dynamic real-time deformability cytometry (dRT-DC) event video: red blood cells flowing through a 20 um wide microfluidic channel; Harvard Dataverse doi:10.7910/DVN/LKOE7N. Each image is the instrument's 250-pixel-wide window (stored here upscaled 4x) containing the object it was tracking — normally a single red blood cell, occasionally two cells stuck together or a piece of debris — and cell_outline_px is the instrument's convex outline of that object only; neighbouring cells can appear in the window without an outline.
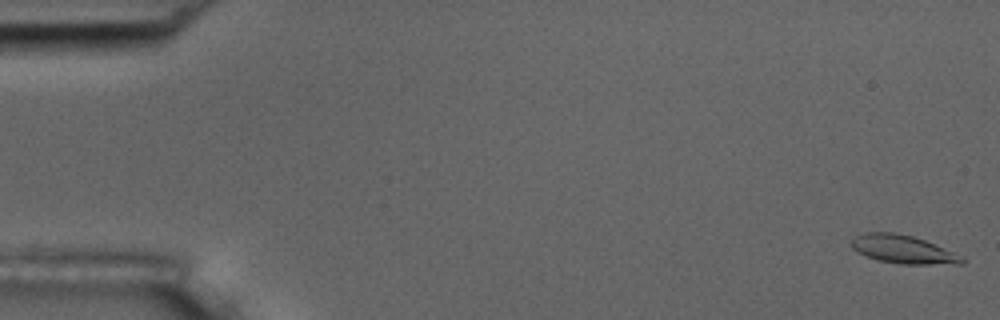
{"species": "common noctule bat (a hibernating species)", "species_latin": "Nyctalus noctula", "temperature_condition": "room temperature", "stored_images_in_passage": 8, "camera_frame_rate_fps": 3000, "um_per_image_px": 0.085, "animal": {"sex": "male", "body_mass_g": 17.5, "forearm_length_mm": 52.3}, "frame": {"image": 1, "passage_image": 1, "time_ms": 0.0, "image_size_px": [1000, 320], "cell_outline_px": [[968, 260], [964, 264], [900, 264], [880, 260], [868, 256], [852, 248], [852, 240], [856, 236], [864, 232], [892, 232], [912, 236], [924, 240], [964, 256]], "centroid_in_image_um": [76.84, 21.2], "position_along_channel_um": 8.2, "area_um2": 18.09}}
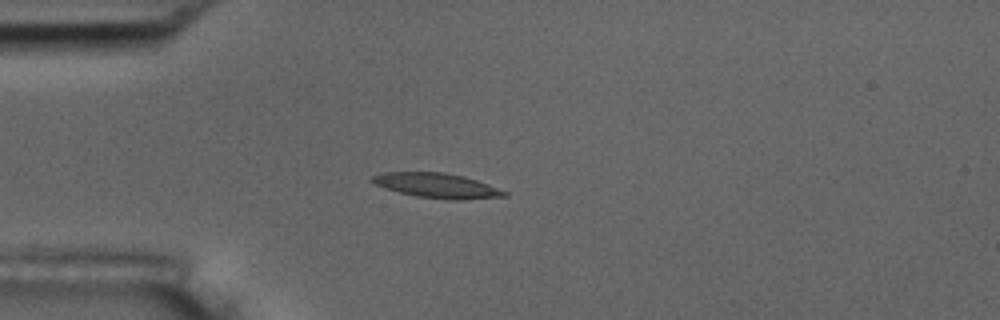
{"frame": {"image": 2, "passage_image": 5, "time_ms": 4.667, "image_size_px": [1000, 320], "cell_outline_px": [[508, 196], [460, 200], [456, 200], [416, 196], [384, 188], [368, 180], [372, 176], [380, 172], [444, 172], [464, 176], [488, 184], [508, 192]], "centroid_in_image_um": [37.12, 15.76], "position_along_channel_um": 47.9, "area_um2": 19.07}}